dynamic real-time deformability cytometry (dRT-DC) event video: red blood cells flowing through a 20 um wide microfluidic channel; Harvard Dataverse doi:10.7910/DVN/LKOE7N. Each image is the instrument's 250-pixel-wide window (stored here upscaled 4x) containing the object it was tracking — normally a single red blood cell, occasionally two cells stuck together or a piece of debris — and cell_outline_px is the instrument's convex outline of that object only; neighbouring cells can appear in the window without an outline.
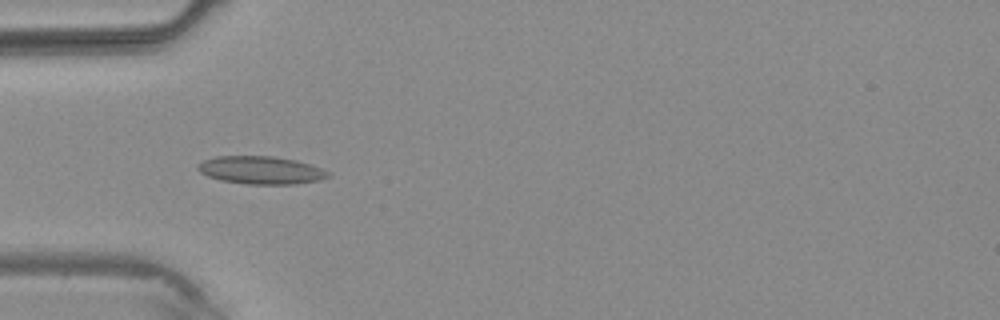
{"species": "common noctule bat (a hibernating species)", "species_latin": "Nyctalus noctula", "temperature_condition": "warm", "stored_images_in_passage": 3, "camera_frame_rate_fps": 3000, "um_per_image_px": 0.085, "animal": {"sex": "male", "body_mass_g": 20.4}, "frame": {"image": 1, "passage_image": 3, "time_ms": 2.333, "image_size_px": [1000, 320], "cell_outline_px": [[332, 176], [320, 180], [296, 184], [248, 184], [220, 180], [208, 176], [200, 172], [196, 168], [196, 164], [204, 160], [216, 156], [272, 156], [296, 160], [332, 172]], "centroid_in_image_um": [22.19, 14.46], "position_along_channel_um": 62.8, "area_um2": 21.27}}